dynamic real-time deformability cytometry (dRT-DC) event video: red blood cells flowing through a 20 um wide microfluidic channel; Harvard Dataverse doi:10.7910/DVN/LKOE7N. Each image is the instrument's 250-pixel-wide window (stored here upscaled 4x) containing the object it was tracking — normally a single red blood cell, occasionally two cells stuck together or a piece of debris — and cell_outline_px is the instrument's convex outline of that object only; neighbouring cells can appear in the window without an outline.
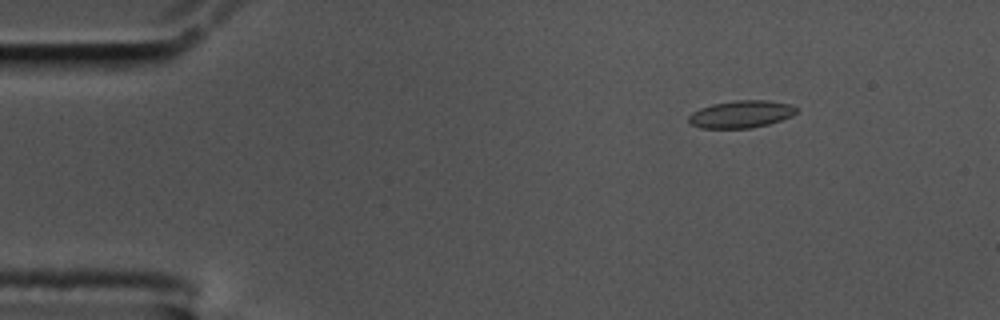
{"species": "common noctule bat (a hibernating species)", "species_latin": "Nyctalus noctula", "temperature_condition": "cold", "stored_images_in_passage": 58, "camera_frame_rate_fps": 3000, "um_per_image_px": 0.085, "animal": {"sex": "male", "body_mass_g": 17.5, "forearm_length_mm": 52.3}, "frame": {"image": 1, "passage_image": 8, "time_ms": 2.333, "image_size_px": [1000, 320], "cell_outline_px": [[796, 112], [792, 116], [768, 124], [752, 128], [700, 128], [688, 124], [688, 116], [692, 112], [700, 108], [712, 104], [736, 100], [768, 100], [792, 104], [796, 108]], "centroid_in_image_um": [62.96, 9.7], "position_along_channel_um": 22.0, "area_um2": 17.28}}
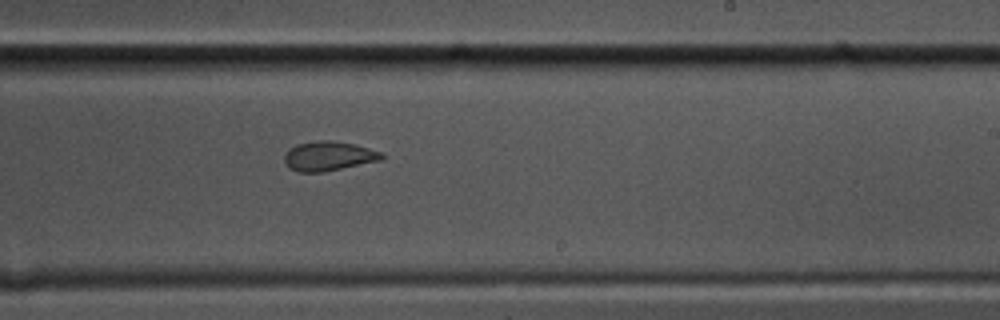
{"frame": {"image": 2, "passage_image": 35, "time_ms": 11.333, "image_size_px": [1000, 320], "cell_outline_px": [[384, 160], [324, 172], [300, 172], [288, 168], [284, 160], [284, 156], [288, 148], [296, 144], [316, 140], [332, 140], [356, 144], [384, 152]], "centroid_in_image_um": [27.96, 13.26], "position_along_channel_um": 261.0, "area_um2": 17.17}}
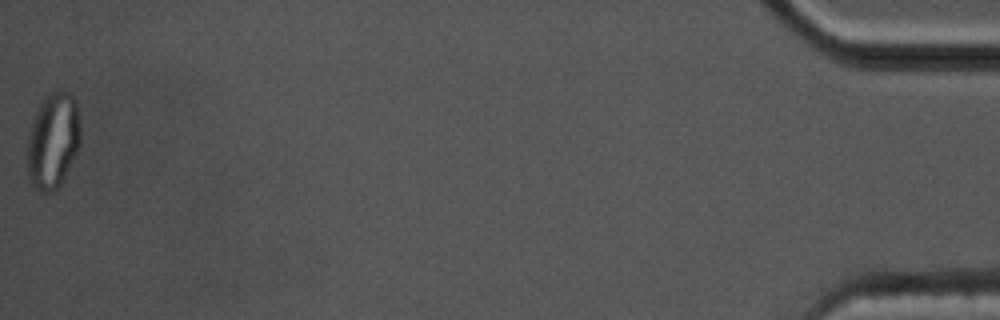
{"frame": {"image": 3, "passage_image": 58, "time_ms": 19.0, "image_size_px": [1000, 320], "cell_outline_px": [[80, 144], [76, 156], [64, 180], [52, 192], [36, 192], [28, 176], [28, 136], [32, 120], [40, 104], [52, 92], [68, 92], [76, 100], [80, 124]], "centroid_in_image_um": [4.52, 12.01], "position_along_channel_um": 430.7, "area_um2": 29.77}, "authors_computed_cell_mechanics": {"area_um2": 17.1088, "velocity_mm_per_s": 3.487, "shape_relaxation_time_tau1_ms": null, "shape_relaxation_time_tau2_ms": 2.1191, "deformation_change_tau1": null, "deformation_change_tau2": 0.0692}}